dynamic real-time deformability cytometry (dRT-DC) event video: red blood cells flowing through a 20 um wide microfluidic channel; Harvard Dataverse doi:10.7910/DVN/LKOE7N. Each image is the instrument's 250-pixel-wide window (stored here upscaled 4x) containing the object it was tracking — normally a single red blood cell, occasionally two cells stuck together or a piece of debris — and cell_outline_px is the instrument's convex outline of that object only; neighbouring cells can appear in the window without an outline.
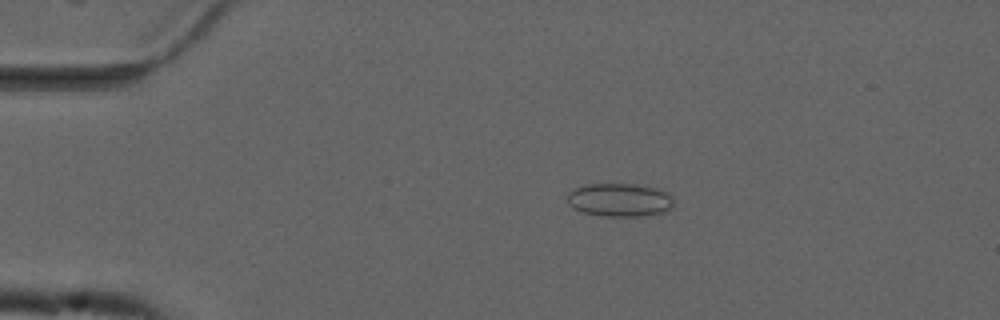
{"species": "common noctule bat (a hibernating species)", "species_latin": "Nyctalus noctula", "temperature_condition": "cold", "stored_images_in_passage": 41, "camera_frame_rate_fps": 3000, "um_per_image_px": 0.085, "animal": {"sex": "male", "forearm_length_mm": 52.5}, "frame": {"image": 1, "passage_image": 8, "time_ms": 2.333, "image_size_px": [1000, 320], "cell_outline_px": [[676, 200], [672, 208], [664, 212], [648, 216], [604, 216], [584, 212], [572, 208], [568, 204], [564, 196], [568, 192], [584, 184], [636, 184], [656, 188], [668, 192]], "centroid_in_image_um": [52.68, 16.99], "position_along_channel_um": 32.3, "area_um2": 21.15}}
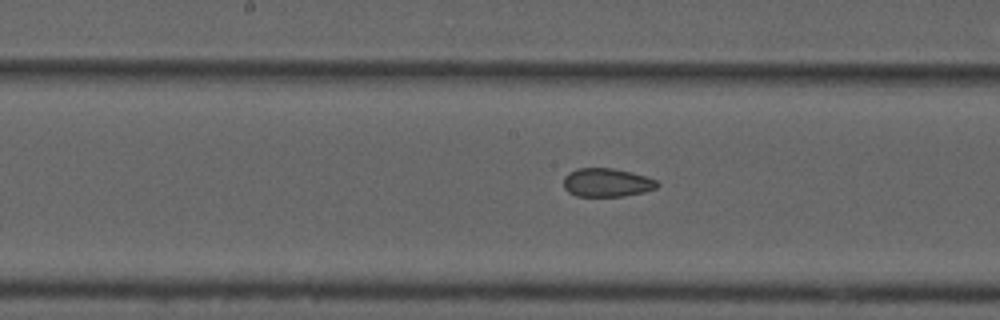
{"frame": {"image": 2, "passage_image": 25, "time_ms": 8.0, "image_size_px": [1000, 320], "cell_outline_px": [[660, 184], [656, 188], [644, 192], [624, 196], [576, 196], [568, 192], [564, 188], [564, 176], [568, 172], [576, 168], [612, 168], [632, 172], [656, 180]], "centroid_in_image_um": [51.56, 15.51], "position_along_channel_um": 196.6, "area_um2": 15.66}}
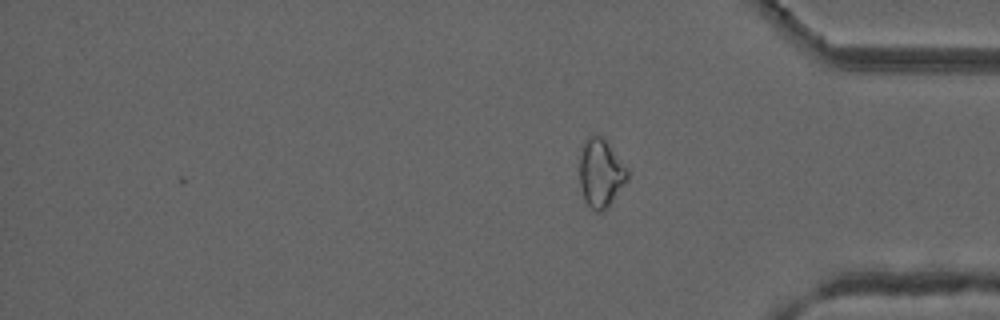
{"frame": {"image": 3, "passage_image": 41, "time_ms": 13.333, "image_size_px": [1000, 320], "cell_outline_px": [[628, 180], [608, 208], [604, 212], [596, 212], [584, 200], [580, 184], [580, 148], [584, 140], [588, 136], [600, 136], [608, 144], [628, 168]], "centroid_in_image_um": [51.06, 14.74], "position_along_channel_um": 384.1, "area_um2": 19.19}, "authors_computed_cell_mechanics": {"area_um2": 16.7042, "velocity_mm_per_s": 3.7462, "shape_relaxation_time_tau1_ms": null, "shape_relaxation_time_tau2_ms": 2.5612, "deformation_change_tau1": null, "deformation_change_tau2": 0.069}}